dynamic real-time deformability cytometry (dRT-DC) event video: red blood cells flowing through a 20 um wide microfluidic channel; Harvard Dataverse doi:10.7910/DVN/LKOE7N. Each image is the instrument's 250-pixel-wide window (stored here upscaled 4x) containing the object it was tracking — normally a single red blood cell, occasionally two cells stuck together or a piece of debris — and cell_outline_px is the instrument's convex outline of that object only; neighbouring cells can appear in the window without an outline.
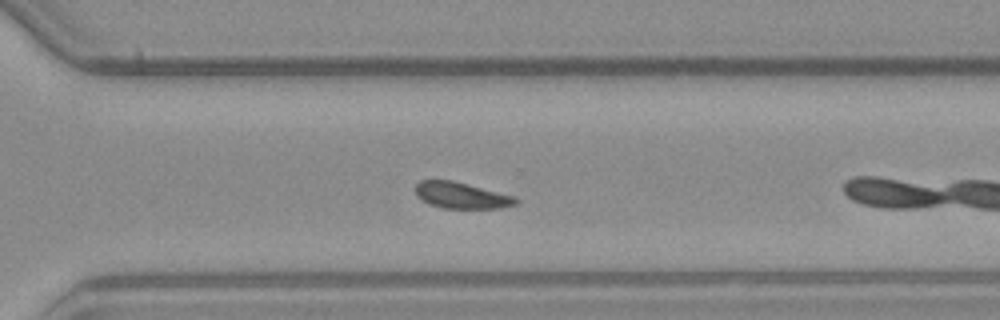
{"species": "common noctule bat (a hibernating species)", "species_latin": "Nyctalus noctula", "temperature_condition": "warm", "stored_images_in_passage": 39, "camera_frame_rate_fps": 3000, "um_per_image_px": 0.085, "animal": {"sex": "male", "body_mass_g": 23.1, "forearm_length_mm": 52.7}, "frame": {"image": 1, "passage_image": 22, "time_ms": 7.0, "image_size_px": [1000, 320], "cell_outline_px": [[520, 200], [516, 204], [500, 208], [444, 208], [432, 204], [416, 196], [416, 184], [420, 180], [452, 180], [516, 196]], "centroid_in_image_um": [39.26, 16.6], "position_along_channel_um": 331.3, "area_um2": 15.26}}